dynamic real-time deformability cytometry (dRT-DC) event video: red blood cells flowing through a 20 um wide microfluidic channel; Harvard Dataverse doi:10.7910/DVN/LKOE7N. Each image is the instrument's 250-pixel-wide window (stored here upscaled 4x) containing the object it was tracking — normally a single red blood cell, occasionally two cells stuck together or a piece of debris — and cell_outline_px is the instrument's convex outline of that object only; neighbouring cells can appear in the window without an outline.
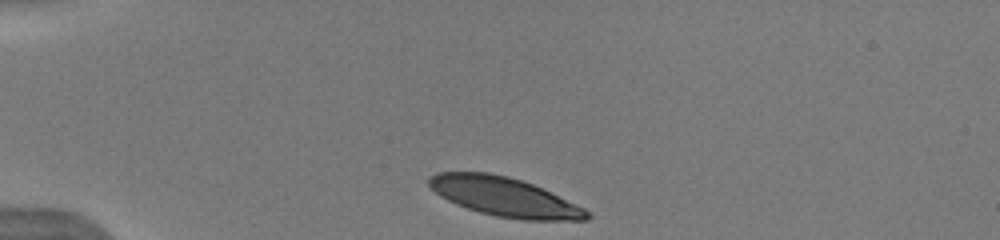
{"species": "human", "species_latin": "Homo sapiens", "temperature_condition": "warm", "stored_images_in_passage": 40, "camera_frame_rate_fps": 3000, "um_per_image_px": 0.085, "donor": {"sex": "male"}, "frame": {"image": 1, "passage_image": 1, "time_ms": 0.0, "image_size_px": [1000, 240], "cell_outline_px": [[592, 216], [588, 220], [524, 220], [496, 216], [480, 212], [456, 204], [440, 196], [428, 184], [428, 176], [436, 172], [488, 172], [508, 176], [532, 184], [584, 208]], "centroid_in_image_um": [42.85, 16.73], "position_along_channel_um": 42.2, "area_um2": 35.6}}
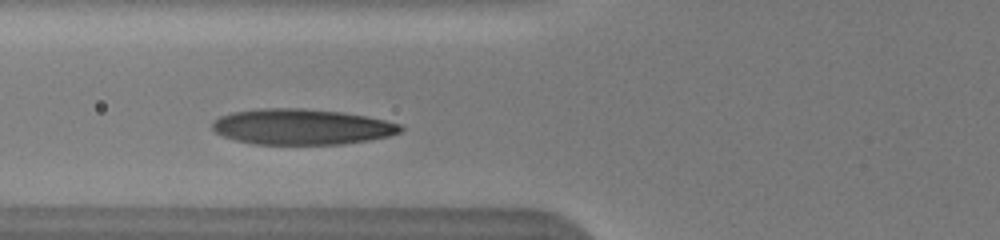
{"frame": {"image": 2, "passage_image": 9, "time_ms": 2.667, "image_size_px": [1000, 240], "cell_outline_px": [[404, 128], [400, 132], [388, 136], [368, 140], [344, 144], [252, 144], [236, 140], [224, 136], [216, 132], [212, 128], [212, 124], [220, 116], [232, 112], [264, 108], [300, 108], [340, 112], [364, 116], [384, 120], [400, 124]], "centroid_in_image_um": [25.63, 10.78], "position_along_channel_um": 100.2, "area_um2": 38.84}}
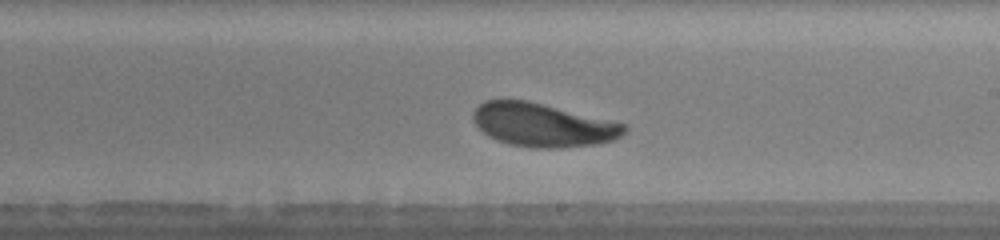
{"frame": {"image": 3, "passage_image": 20, "time_ms": 6.333, "image_size_px": [1000, 240], "cell_outline_px": [[628, 132], [616, 140], [596, 144], [560, 148], [532, 148], [508, 144], [496, 140], [488, 136], [472, 120], [472, 112], [484, 100], [528, 100], [612, 120], [628, 124]], "centroid_in_image_um": [46.19, 10.63], "position_along_channel_um": 242.8, "area_um2": 38.78}, "authors_computed_cell_mechanics": {"area_um2": 38.0035, "velocity_mm_per_s": 3.8873, "shape_relaxation_time_tau1_ms": 1.8976, "shape_relaxation_time_tau2_ms": 5.3446, "deformation_change_tau1": 0.144, "deformation_change_tau2": 0.1527}}